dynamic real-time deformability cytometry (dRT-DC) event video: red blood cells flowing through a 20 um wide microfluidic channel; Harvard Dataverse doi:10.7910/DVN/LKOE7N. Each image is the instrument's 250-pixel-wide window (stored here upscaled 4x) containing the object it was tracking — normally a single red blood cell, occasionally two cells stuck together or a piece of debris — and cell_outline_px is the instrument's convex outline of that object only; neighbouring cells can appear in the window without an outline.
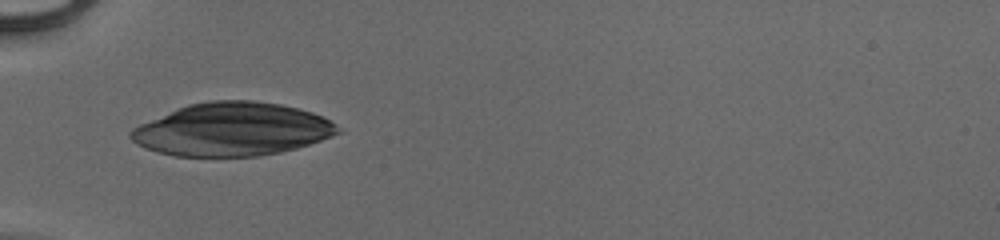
{"species": "human", "species_latin": "Homo sapiens", "temperature_condition": "cold", "stored_images_in_passage": 35, "camera_frame_rate_fps": 3000, "um_per_image_px": 0.085, "donor": {"sex": "male"}, "frame": {"image": 1, "passage_image": 1, "time_ms": 0.0, "image_size_px": [1000, 240], "cell_outline_px": [[344, 132], [296, 148], [280, 152], [260, 156], [176, 156], [160, 152], [136, 144], [128, 136], [128, 132], [132, 128], [140, 124], [188, 104], [208, 100], [252, 100], [280, 104], [312, 112], [328, 120]], "centroid_in_image_um": [19.72, 10.99], "position_along_channel_um": 65.3, "area_um2": 63.7}}
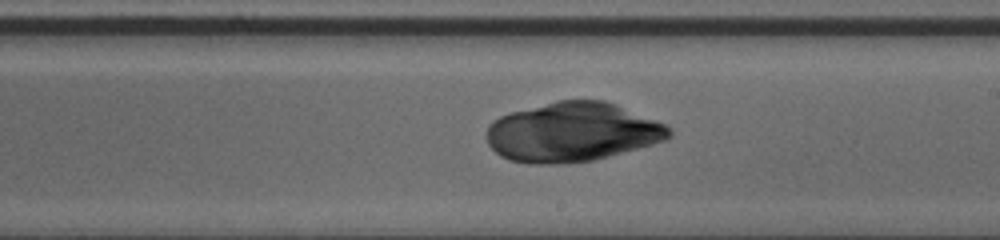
{"frame": {"image": 2, "passage_image": 15, "time_ms": 4.667, "image_size_px": [1000, 240], "cell_outline_px": [[672, 136], [664, 140], [652, 144], [608, 156], [592, 160], [560, 164], [528, 164], [508, 160], [500, 156], [488, 144], [488, 128], [492, 120], [508, 112], [556, 100], [604, 100], [616, 104], [668, 124], [672, 132]], "centroid_in_image_um": [48.64, 11.22], "position_along_channel_um": 240.4, "area_um2": 63.35}}
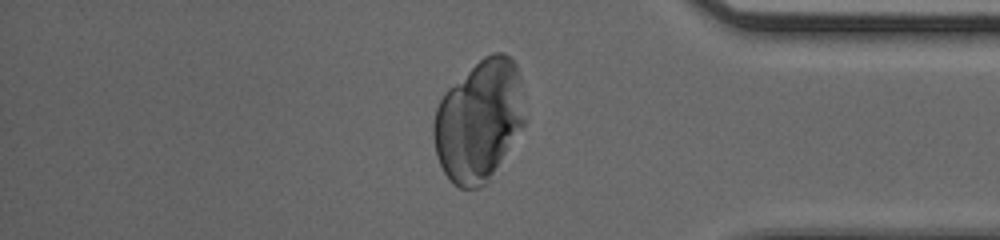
{"frame": {"image": 3, "passage_image": 28, "time_ms": 9.0, "image_size_px": [1000, 240], "cell_outline_px": [[524, 124], [488, 184], [480, 188], [460, 188], [452, 184], [444, 172], [440, 164], [436, 152], [432, 136], [432, 124], [436, 108], [440, 100], [448, 88], [484, 56], [492, 52], [504, 52], [516, 64], [524, 120]], "centroid_in_image_um": [40.67, 10.3], "position_along_channel_um": 394.5, "area_um2": 64.1}}